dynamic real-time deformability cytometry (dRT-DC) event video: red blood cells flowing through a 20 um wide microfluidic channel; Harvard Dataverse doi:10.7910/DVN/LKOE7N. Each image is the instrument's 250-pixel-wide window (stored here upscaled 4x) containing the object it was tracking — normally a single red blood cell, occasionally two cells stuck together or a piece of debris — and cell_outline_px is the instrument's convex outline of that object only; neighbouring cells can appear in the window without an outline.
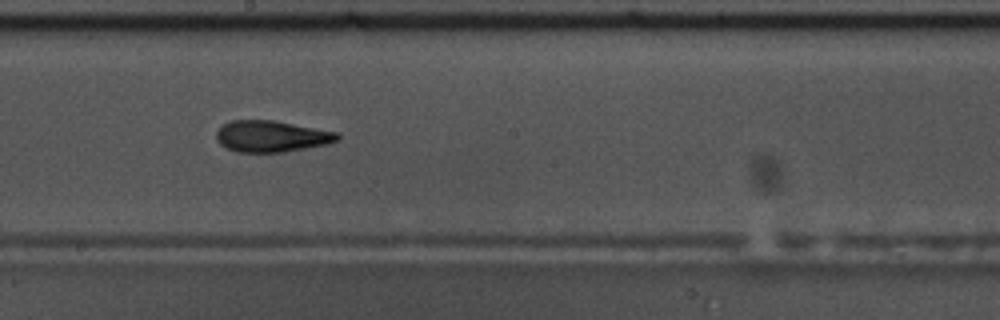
{"species": "common noctule bat (a hibernating species)", "species_latin": "Nyctalus noctula", "temperature_condition": "warm", "stored_images_in_passage": 44, "camera_frame_rate_fps": 3000, "um_per_image_px": 0.085, "animal": {"sex": "male", "body_mass_g": 17.5, "forearm_length_mm": 52.3}, "frame": {"image": 1, "passage_image": 19, "time_ms": 6.0, "image_size_px": [1000, 320], "cell_outline_px": [[340, 140], [328, 144], [284, 152], [236, 152], [220, 144], [216, 140], [216, 132], [224, 124], [232, 120], [272, 120], [340, 132]], "centroid_in_image_um": [23.11, 11.59], "position_along_channel_um": 225.1, "area_um2": 22.25}, "authors_computed_cell_mechanics": {"area_um2": 21.9929, "velocity_mm_per_s": 3.6234, "shape_relaxation_time_tau1_ms": 4.8665, "shape_relaxation_time_tau2_ms": 2.692, "deformation_change_tau1": 0.1901, "deformation_change_tau2": 0.1265}}